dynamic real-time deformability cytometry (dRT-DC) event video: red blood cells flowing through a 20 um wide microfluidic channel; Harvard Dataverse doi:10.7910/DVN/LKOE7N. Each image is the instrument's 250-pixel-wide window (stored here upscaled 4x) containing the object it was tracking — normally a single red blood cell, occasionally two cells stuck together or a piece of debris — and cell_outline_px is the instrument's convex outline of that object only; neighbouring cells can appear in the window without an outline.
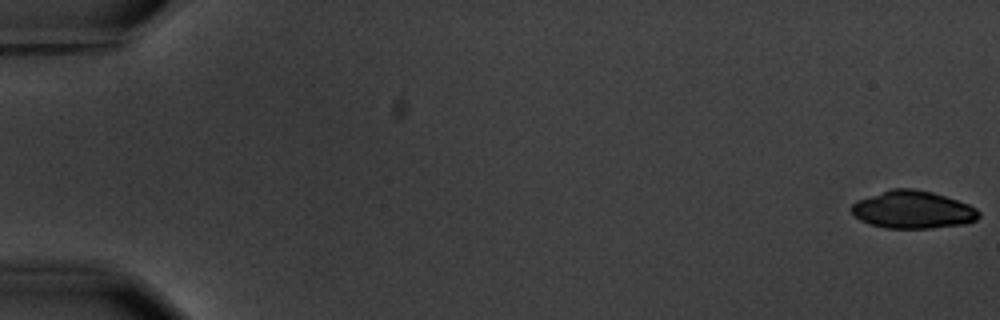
{"species": "common noctule bat (a hibernating species)", "species_latin": "Nyctalus noctula", "temperature_condition": "warm", "stored_images_in_passage": 5, "camera_frame_rate_fps": 3000, "um_per_image_px": 0.085, "animal": {"sex": "male", "body_mass_g": 20.1, "forearm_length_mm": 53.5}, "frame": {"image": 1, "passage_image": 1, "time_ms": 0.0, "image_size_px": [1000, 320], "cell_outline_px": [[980, 216], [976, 220], [964, 224], [932, 228], [884, 228], [860, 220], [848, 208], [856, 200], [892, 188], [912, 188], [932, 192], [968, 204], [976, 208], [980, 212]], "centroid_in_image_um": [77.57, 17.82], "position_along_channel_um": 7.4, "area_um2": 27.92}}